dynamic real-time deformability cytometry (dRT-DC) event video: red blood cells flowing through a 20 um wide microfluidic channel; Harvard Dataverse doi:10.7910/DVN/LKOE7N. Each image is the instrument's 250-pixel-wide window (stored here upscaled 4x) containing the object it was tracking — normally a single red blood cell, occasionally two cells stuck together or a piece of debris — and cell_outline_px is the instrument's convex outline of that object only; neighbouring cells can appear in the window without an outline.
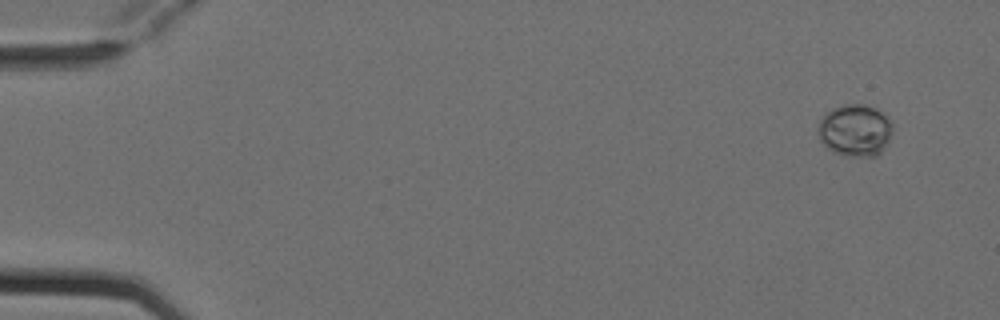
{"species": "Egyptian fruit bat (a non-hibernating species)", "species_latin": "Rousettus aegyptiacus", "temperature_condition": "cold", "stored_images_in_passage": 4, "camera_frame_rate_fps": 3000, "um_per_image_px": 0.085, "animal": {"sex": "female"}, "frame": {"image": 1, "passage_image": 1, "time_ms": 0.0, "image_size_px": [1000, 320], "cell_outline_px": [[892, 132], [888, 144], [876, 156], [848, 156], [836, 152], [828, 148], [820, 140], [816, 128], [824, 112], [832, 108], [848, 104], [864, 104], [876, 108], [888, 116], [892, 124]], "centroid_in_image_um": [72.68, 11.06], "position_along_channel_um": 12.3, "area_um2": 22.83}}